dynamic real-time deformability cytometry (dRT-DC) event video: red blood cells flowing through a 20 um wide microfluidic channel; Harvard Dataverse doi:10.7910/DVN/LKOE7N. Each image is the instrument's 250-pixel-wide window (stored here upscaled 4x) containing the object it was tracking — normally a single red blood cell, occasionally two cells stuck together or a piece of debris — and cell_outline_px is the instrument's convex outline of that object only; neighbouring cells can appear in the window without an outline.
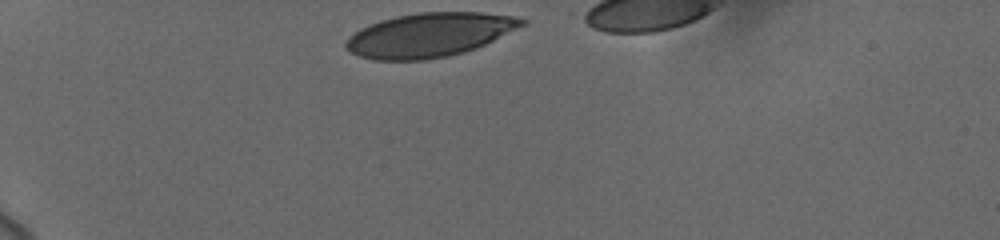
{"species": "human", "species_latin": "Homo sapiens", "temperature_condition": "cold", "stored_images_in_passage": 49, "camera_frame_rate_fps": 3000, "um_per_image_px": 0.085, "donor": {"sex": "female"}, "frame": {"image": 1, "passage_image": 1, "time_ms": 0.0, "image_size_px": [1000, 240], "cell_outline_px": [[528, 24], [484, 44], [448, 56], [424, 60], [372, 60], [360, 56], [344, 48], [344, 44], [348, 36], [360, 28], [380, 20], [396, 16], [420, 12], [480, 12], [512, 16], [528, 20]], "centroid_in_image_um": [36.47, 2.96], "position_along_channel_um": 48.5, "area_um2": 45.03}}
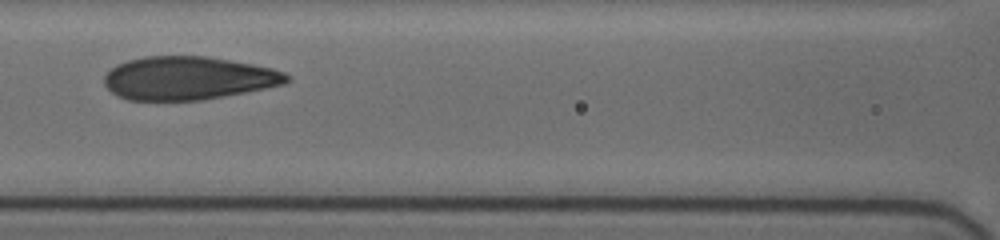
{"frame": {"image": 2, "passage_image": 29, "time_ms": 4.0, "image_size_px": [1000, 240], "cell_outline_px": [[292, 80], [284, 84], [204, 100], [128, 100], [116, 96], [104, 84], [104, 76], [116, 64], [128, 60], [144, 56], [208, 56], [252, 64], [272, 68], [284, 72], [292, 76]], "centroid_in_image_um": [16.0, 6.64], "position_along_channel_um": 150.6, "area_um2": 46.12}}
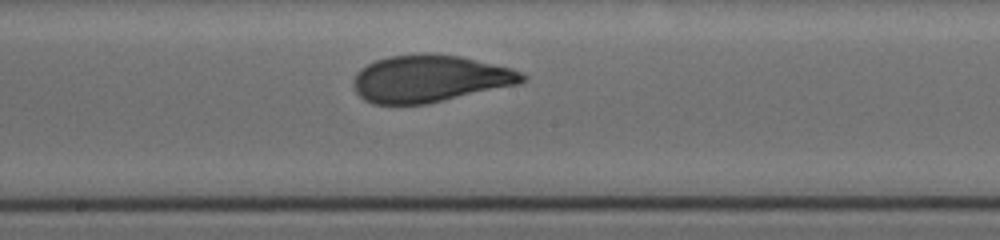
{"frame": {"image": 3, "passage_image": 42, "time_ms": 5.667, "image_size_px": [1000, 240], "cell_outline_px": [[528, 80], [520, 84], [428, 104], [372, 104], [364, 100], [356, 92], [352, 84], [352, 80], [356, 72], [360, 68], [376, 60], [388, 56], [424, 52], [460, 56], [512, 68], [524, 72], [528, 76]], "centroid_in_image_um": [36.56, 6.68], "position_along_channel_um": 211.6, "area_um2": 47.05}}